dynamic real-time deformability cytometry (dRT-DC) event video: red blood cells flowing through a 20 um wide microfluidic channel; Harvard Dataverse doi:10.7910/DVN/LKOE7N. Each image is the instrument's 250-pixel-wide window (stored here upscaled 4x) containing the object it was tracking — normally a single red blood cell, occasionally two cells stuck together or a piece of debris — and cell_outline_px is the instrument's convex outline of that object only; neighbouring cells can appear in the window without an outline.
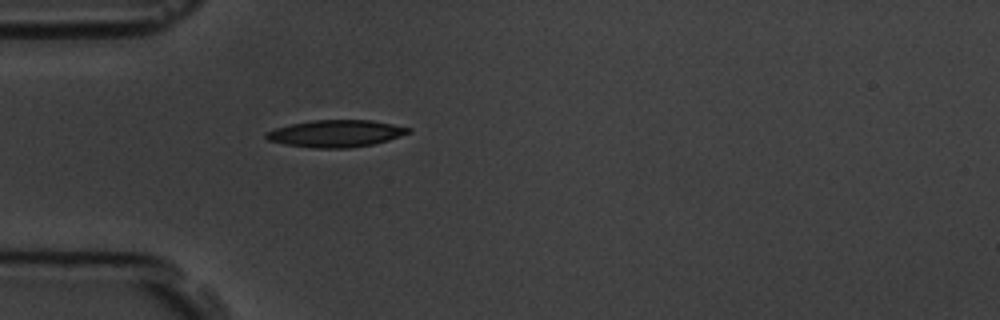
{"species": "common noctule bat (a hibernating species)", "species_latin": "Nyctalus noctula", "temperature_condition": "room temperature", "stored_images_in_passage": 1, "camera_frame_rate_fps": 3000, "um_per_image_px": 0.085, "animal": {"sex": "male", "body_mass_g": 19.5, "forearm_length_mm": 54.6}, "frame": {"image": 1, "passage_image": 1, "time_ms": 0.0, "image_size_px": [1000, 320], "cell_outline_px": [[412, 132], [388, 140], [372, 144], [348, 148], [312, 148], [284, 144], [268, 140], [264, 136], [264, 132], [276, 128], [292, 124], [312, 120], [372, 120], [412, 128]], "centroid_in_image_um": [28.54, 11.35], "position_along_channel_um": 56.5, "area_um2": 22.43}}